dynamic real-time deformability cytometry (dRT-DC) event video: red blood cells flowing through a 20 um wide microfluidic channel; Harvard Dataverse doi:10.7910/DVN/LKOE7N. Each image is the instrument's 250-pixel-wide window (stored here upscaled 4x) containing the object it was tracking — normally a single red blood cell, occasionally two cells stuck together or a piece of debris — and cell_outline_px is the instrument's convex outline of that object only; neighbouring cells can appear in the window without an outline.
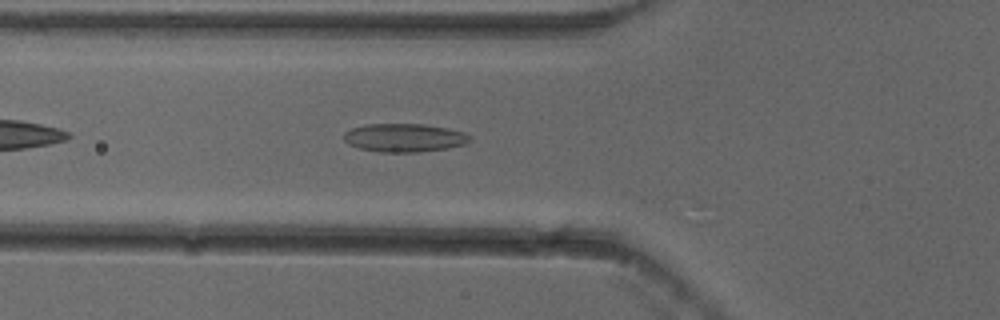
{"species": "common noctule bat (a hibernating species)", "species_latin": "Nyctalus noctula", "temperature_condition": "cold", "stored_images_in_passage": 5, "camera_frame_rate_fps": 3000, "um_per_image_px": 0.085, "animal": {"sex": "female"}, "frame": {"image": 1, "passage_image": 2, "time_ms": 0.333, "image_size_px": [1000, 320], "cell_outline_px": [[472, 140], [468, 144], [448, 148], [416, 152], [380, 152], [356, 148], [348, 144], [344, 140], [344, 132], [352, 128], [368, 124], [424, 124], [448, 128], [464, 132], [472, 136]], "centroid_in_image_um": [34.4, 11.71], "position_along_channel_um": 91.4, "area_um2": 21.1}}